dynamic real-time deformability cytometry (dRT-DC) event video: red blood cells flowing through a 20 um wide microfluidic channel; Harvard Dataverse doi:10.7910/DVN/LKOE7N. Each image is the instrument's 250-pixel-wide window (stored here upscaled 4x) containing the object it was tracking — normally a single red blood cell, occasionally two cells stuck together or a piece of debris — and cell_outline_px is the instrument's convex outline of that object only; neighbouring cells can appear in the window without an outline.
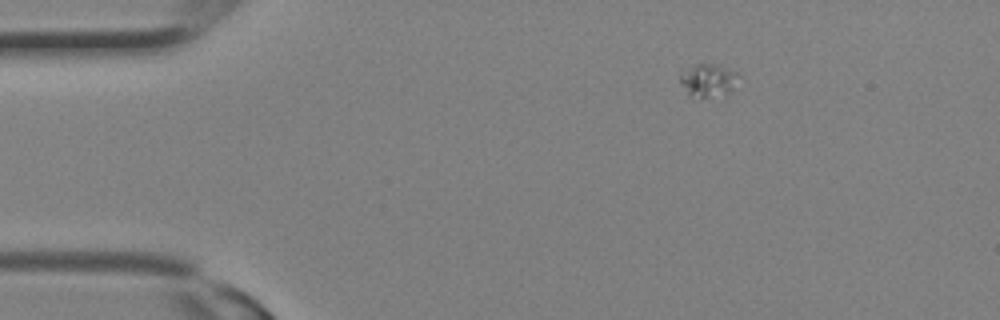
{"species": "Egyptian fruit bat (a non-hibernating species)", "species_latin": "Rousettus aegyptiacus", "temperature_condition": "room temperature", "stored_images_in_passage": 25, "camera_frame_rate_fps": 3000, "um_per_image_px": 0.085, "animal": {"sex": "female"}, "frame": {"image": 1, "passage_image": 1, "time_ms": 0.0, "image_size_px": [1000, 320], "cell_outline_px": [[740, 76], [728, 96], [692, 100], [688, 96], [680, 80], [680, 76], [688, 68], [696, 64], [716, 64], [736, 72]], "centroid_in_image_um": [60.21, 6.91], "position_along_channel_um": 24.8, "area_um2": 11.68}}
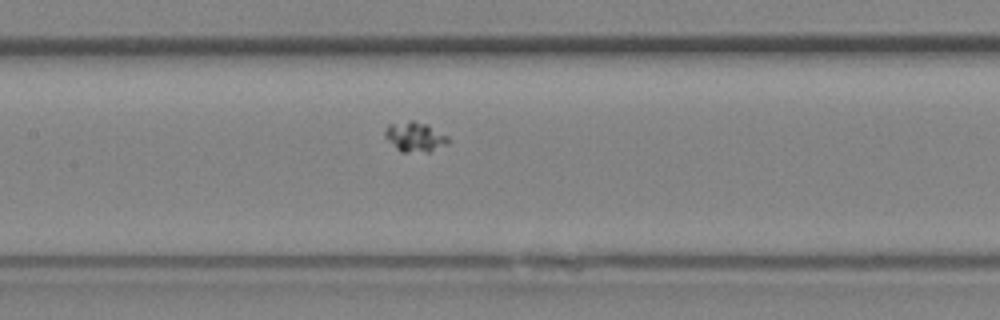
{"frame": {"image": 2, "passage_image": 10, "time_ms": 3.0, "image_size_px": [1000, 320], "cell_outline_px": [[452, 140], [448, 144], [428, 152], [400, 152], [384, 136], [384, 132], [388, 124], [412, 120], [428, 124], [448, 136]], "centroid_in_image_um": [35.3, 11.63], "position_along_channel_um": 172.1, "area_um2": 11.16}}